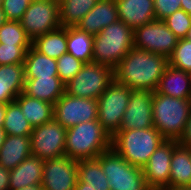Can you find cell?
<instances>
[{
  "label": "cell",
  "instance_id": "obj_1",
  "mask_svg": "<svg viewBox=\"0 0 191 190\" xmlns=\"http://www.w3.org/2000/svg\"><path fill=\"white\" fill-rule=\"evenodd\" d=\"M168 65L167 57L133 47L113 69L114 81L132 90L153 92Z\"/></svg>",
  "mask_w": 191,
  "mask_h": 190
},
{
  "label": "cell",
  "instance_id": "obj_2",
  "mask_svg": "<svg viewBox=\"0 0 191 190\" xmlns=\"http://www.w3.org/2000/svg\"><path fill=\"white\" fill-rule=\"evenodd\" d=\"M111 148L112 137L98 119L67 129L65 155L74 160L97 158Z\"/></svg>",
  "mask_w": 191,
  "mask_h": 190
},
{
  "label": "cell",
  "instance_id": "obj_3",
  "mask_svg": "<svg viewBox=\"0 0 191 190\" xmlns=\"http://www.w3.org/2000/svg\"><path fill=\"white\" fill-rule=\"evenodd\" d=\"M165 140L154 126L146 129L119 130L112 137V148L131 165L143 168Z\"/></svg>",
  "mask_w": 191,
  "mask_h": 190
},
{
  "label": "cell",
  "instance_id": "obj_4",
  "mask_svg": "<svg viewBox=\"0 0 191 190\" xmlns=\"http://www.w3.org/2000/svg\"><path fill=\"white\" fill-rule=\"evenodd\" d=\"M133 47V30L118 20L93 36V62L114 69Z\"/></svg>",
  "mask_w": 191,
  "mask_h": 190
},
{
  "label": "cell",
  "instance_id": "obj_5",
  "mask_svg": "<svg viewBox=\"0 0 191 190\" xmlns=\"http://www.w3.org/2000/svg\"><path fill=\"white\" fill-rule=\"evenodd\" d=\"M153 126L166 140H178L191 113V99L173 98L153 91Z\"/></svg>",
  "mask_w": 191,
  "mask_h": 190
},
{
  "label": "cell",
  "instance_id": "obj_6",
  "mask_svg": "<svg viewBox=\"0 0 191 190\" xmlns=\"http://www.w3.org/2000/svg\"><path fill=\"white\" fill-rule=\"evenodd\" d=\"M97 159L110 190H152L145 180L143 169L131 165L113 148L101 153Z\"/></svg>",
  "mask_w": 191,
  "mask_h": 190
},
{
  "label": "cell",
  "instance_id": "obj_7",
  "mask_svg": "<svg viewBox=\"0 0 191 190\" xmlns=\"http://www.w3.org/2000/svg\"><path fill=\"white\" fill-rule=\"evenodd\" d=\"M113 80L112 68L96 62L84 63L81 70L65 85V93L98 99Z\"/></svg>",
  "mask_w": 191,
  "mask_h": 190
},
{
  "label": "cell",
  "instance_id": "obj_8",
  "mask_svg": "<svg viewBox=\"0 0 191 190\" xmlns=\"http://www.w3.org/2000/svg\"><path fill=\"white\" fill-rule=\"evenodd\" d=\"M132 89L113 82L106 88L98 101V121L113 137L120 129Z\"/></svg>",
  "mask_w": 191,
  "mask_h": 190
},
{
  "label": "cell",
  "instance_id": "obj_9",
  "mask_svg": "<svg viewBox=\"0 0 191 190\" xmlns=\"http://www.w3.org/2000/svg\"><path fill=\"white\" fill-rule=\"evenodd\" d=\"M178 38L164 20L154 19L133 30V46L169 58L177 46Z\"/></svg>",
  "mask_w": 191,
  "mask_h": 190
},
{
  "label": "cell",
  "instance_id": "obj_10",
  "mask_svg": "<svg viewBox=\"0 0 191 190\" xmlns=\"http://www.w3.org/2000/svg\"><path fill=\"white\" fill-rule=\"evenodd\" d=\"M20 22L26 35L33 41L36 37L61 27L60 3L56 0L30 3Z\"/></svg>",
  "mask_w": 191,
  "mask_h": 190
},
{
  "label": "cell",
  "instance_id": "obj_11",
  "mask_svg": "<svg viewBox=\"0 0 191 190\" xmlns=\"http://www.w3.org/2000/svg\"><path fill=\"white\" fill-rule=\"evenodd\" d=\"M53 118L64 128L98 119V101L64 93L54 104Z\"/></svg>",
  "mask_w": 191,
  "mask_h": 190
},
{
  "label": "cell",
  "instance_id": "obj_12",
  "mask_svg": "<svg viewBox=\"0 0 191 190\" xmlns=\"http://www.w3.org/2000/svg\"><path fill=\"white\" fill-rule=\"evenodd\" d=\"M66 133L67 129L54 118L34 127L30 135L32 155L42 160L65 155Z\"/></svg>",
  "mask_w": 191,
  "mask_h": 190
},
{
  "label": "cell",
  "instance_id": "obj_13",
  "mask_svg": "<svg viewBox=\"0 0 191 190\" xmlns=\"http://www.w3.org/2000/svg\"><path fill=\"white\" fill-rule=\"evenodd\" d=\"M78 161L67 155L44 160L43 190H74L78 181Z\"/></svg>",
  "mask_w": 191,
  "mask_h": 190
},
{
  "label": "cell",
  "instance_id": "obj_14",
  "mask_svg": "<svg viewBox=\"0 0 191 190\" xmlns=\"http://www.w3.org/2000/svg\"><path fill=\"white\" fill-rule=\"evenodd\" d=\"M176 140H165L150 156L142 168L145 180L152 190H161L170 186V164Z\"/></svg>",
  "mask_w": 191,
  "mask_h": 190
},
{
  "label": "cell",
  "instance_id": "obj_15",
  "mask_svg": "<svg viewBox=\"0 0 191 190\" xmlns=\"http://www.w3.org/2000/svg\"><path fill=\"white\" fill-rule=\"evenodd\" d=\"M153 92L132 90L119 130L153 127Z\"/></svg>",
  "mask_w": 191,
  "mask_h": 190
},
{
  "label": "cell",
  "instance_id": "obj_16",
  "mask_svg": "<svg viewBox=\"0 0 191 190\" xmlns=\"http://www.w3.org/2000/svg\"><path fill=\"white\" fill-rule=\"evenodd\" d=\"M119 20L115 0H99L98 3L77 23L75 27L91 35L100 33Z\"/></svg>",
  "mask_w": 191,
  "mask_h": 190
},
{
  "label": "cell",
  "instance_id": "obj_17",
  "mask_svg": "<svg viewBox=\"0 0 191 190\" xmlns=\"http://www.w3.org/2000/svg\"><path fill=\"white\" fill-rule=\"evenodd\" d=\"M118 18L132 30L155 18L154 0H115Z\"/></svg>",
  "mask_w": 191,
  "mask_h": 190
},
{
  "label": "cell",
  "instance_id": "obj_18",
  "mask_svg": "<svg viewBox=\"0 0 191 190\" xmlns=\"http://www.w3.org/2000/svg\"><path fill=\"white\" fill-rule=\"evenodd\" d=\"M44 160L30 155L10 170L9 190H18L30 185H41Z\"/></svg>",
  "mask_w": 191,
  "mask_h": 190
},
{
  "label": "cell",
  "instance_id": "obj_19",
  "mask_svg": "<svg viewBox=\"0 0 191 190\" xmlns=\"http://www.w3.org/2000/svg\"><path fill=\"white\" fill-rule=\"evenodd\" d=\"M24 64L0 65V102L8 104L15 101L24 91Z\"/></svg>",
  "mask_w": 191,
  "mask_h": 190
},
{
  "label": "cell",
  "instance_id": "obj_20",
  "mask_svg": "<svg viewBox=\"0 0 191 190\" xmlns=\"http://www.w3.org/2000/svg\"><path fill=\"white\" fill-rule=\"evenodd\" d=\"M26 95L55 104L65 93V84L58 76L45 78H25L24 91Z\"/></svg>",
  "mask_w": 191,
  "mask_h": 190
},
{
  "label": "cell",
  "instance_id": "obj_21",
  "mask_svg": "<svg viewBox=\"0 0 191 190\" xmlns=\"http://www.w3.org/2000/svg\"><path fill=\"white\" fill-rule=\"evenodd\" d=\"M30 155H32L30 136L6 135L0 148V165L12 170Z\"/></svg>",
  "mask_w": 191,
  "mask_h": 190
},
{
  "label": "cell",
  "instance_id": "obj_22",
  "mask_svg": "<svg viewBox=\"0 0 191 190\" xmlns=\"http://www.w3.org/2000/svg\"><path fill=\"white\" fill-rule=\"evenodd\" d=\"M155 92L173 98L191 99L188 73L168 65Z\"/></svg>",
  "mask_w": 191,
  "mask_h": 190
},
{
  "label": "cell",
  "instance_id": "obj_23",
  "mask_svg": "<svg viewBox=\"0 0 191 190\" xmlns=\"http://www.w3.org/2000/svg\"><path fill=\"white\" fill-rule=\"evenodd\" d=\"M170 188L191 187V148L178 144L170 164Z\"/></svg>",
  "mask_w": 191,
  "mask_h": 190
},
{
  "label": "cell",
  "instance_id": "obj_24",
  "mask_svg": "<svg viewBox=\"0 0 191 190\" xmlns=\"http://www.w3.org/2000/svg\"><path fill=\"white\" fill-rule=\"evenodd\" d=\"M15 101L20 105L24 117L32 128L41 126L53 119V104L30 97L24 92L19 94Z\"/></svg>",
  "mask_w": 191,
  "mask_h": 190
},
{
  "label": "cell",
  "instance_id": "obj_25",
  "mask_svg": "<svg viewBox=\"0 0 191 190\" xmlns=\"http://www.w3.org/2000/svg\"><path fill=\"white\" fill-rule=\"evenodd\" d=\"M24 73L25 78L58 76L57 60L40 53L31 46L26 52Z\"/></svg>",
  "mask_w": 191,
  "mask_h": 190
},
{
  "label": "cell",
  "instance_id": "obj_26",
  "mask_svg": "<svg viewBox=\"0 0 191 190\" xmlns=\"http://www.w3.org/2000/svg\"><path fill=\"white\" fill-rule=\"evenodd\" d=\"M32 46L40 53L57 60L67 53V27L61 26L36 37Z\"/></svg>",
  "mask_w": 191,
  "mask_h": 190
},
{
  "label": "cell",
  "instance_id": "obj_27",
  "mask_svg": "<svg viewBox=\"0 0 191 190\" xmlns=\"http://www.w3.org/2000/svg\"><path fill=\"white\" fill-rule=\"evenodd\" d=\"M67 53L84 63L93 62V35L75 26L67 27Z\"/></svg>",
  "mask_w": 191,
  "mask_h": 190
},
{
  "label": "cell",
  "instance_id": "obj_28",
  "mask_svg": "<svg viewBox=\"0 0 191 190\" xmlns=\"http://www.w3.org/2000/svg\"><path fill=\"white\" fill-rule=\"evenodd\" d=\"M78 180L84 183V188L93 190H110L101 163L97 158L79 160L77 164Z\"/></svg>",
  "mask_w": 191,
  "mask_h": 190
},
{
  "label": "cell",
  "instance_id": "obj_29",
  "mask_svg": "<svg viewBox=\"0 0 191 190\" xmlns=\"http://www.w3.org/2000/svg\"><path fill=\"white\" fill-rule=\"evenodd\" d=\"M98 1L99 0H63L60 2L61 26H76Z\"/></svg>",
  "mask_w": 191,
  "mask_h": 190
},
{
  "label": "cell",
  "instance_id": "obj_30",
  "mask_svg": "<svg viewBox=\"0 0 191 190\" xmlns=\"http://www.w3.org/2000/svg\"><path fill=\"white\" fill-rule=\"evenodd\" d=\"M2 128L6 135L12 136H30L33 130L16 101L7 104Z\"/></svg>",
  "mask_w": 191,
  "mask_h": 190
},
{
  "label": "cell",
  "instance_id": "obj_31",
  "mask_svg": "<svg viewBox=\"0 0 191 190\" xmlns=\"http://www.w3.org/2000/svg\"><path fill=\"white\" fill-rule=\"evenodd\" d=\"M0 43L6 45H32L20 21L7 20L0 27Z\"/></svg>",
  "mask_w": 191,
  "mask_h": 190
},
{
  "label": "cell",
  "instance_id": "obj_32",
  "mask_svg": "<svg viewBox=\"0 0 191 190\" xmlns=\"http://www.w3.org/2000/svg\"><path fill=\"white\" fill-rule=\"evenodd\" d=\"M168 61L169 65L174 68L187 73L191 72V41L185 38L179 39Z\"/></svg>",
  "mask_w": 191,
  "mask_h": 190
},
{
  "label": "cell",
  "instance_id": "obj_33",
  "mask_svg": "<svg viewBox=\"0 0 191 190\" xmlns=\"http://www.w3.org/2000/svg\"><path fill=\"white\" fill-rule=\"evenodd\" d=\"M84 62L66 53L57 59L58 77L66 85L82 68Z\"/></svg>",
  "mask_w": 191,
  "mask_h": 190
},
{
  "label": "cell",
  "instance_id": "obj_34",
  "mask_svg": "<svg viewBox=\"0 0 191 190\" xmlns=\"http://www.w3.org/2000/svg\"><path fill=\"white\" fill-rule=\"evenodd\" d=\"M164 22L178 39H184L191 27V15L181 9L164 19Z\"/></svg>",
  "mask_w": 191,
  "mask_h": 190
},
{
  "label": "cell",
  "instance_id": "obj_35",
  "mask_svg": "<svg viewBox=\"0 0 191 190\" xmlns=\"http://www.w3.org/2000/svg\"><path fill=\"white\" fill-rule=\"evenodd\" d=\"M32 45H6L0 43V65L24 64L26 52Z\"/></svg>",
  "mask_w": 191,
  "mask_h": 190
},
{
  "label": "cell",
  "instance_id": "obj_36",
  "mask_svg": "<svg viewBox=\"0 0 191 190\" xmlns=\"http://www.w3.org/2000/svg\"><path fill=\"white\" fill-rule=\"evenodd\" d=\"M29 4V0H2L1 8L7 20L21 21Z\"/></svg>",
  "mask_w": 191,
  "mask_h": 190
},
{
  "label": "cell",
  "instance_id": "obj_37",
  "mask_svg": "<svg viewBox=\"0 0 191 190\" xmlns=\"http://www.w3.org/2000/svg\"><path fill=\"white\" fill-rule=\"evenodd\" d=\"M155 18L164 20L175 11L181 10V0H154Z\"/></svg>",
  "mask_w": 191,
  "mask_h": 190
},
{
  "label": "cell",
  "instance_id": "obj_38",
  "mask_svg": "<svg viewBox=\"0 0 191 190\" xmlns=\"http://www.w3.org/2000/svg\"><path fill=\"white\" fill-rule=\"evenodd\" d=\"M177 142L182 146L191 148V113Z\"/></svg>",
  "mask_w": 191,
  "mask_h": 190
},
{
  "label": "cell",
  "instance_id": "obj_39",
  "mask_svg": "<svg viewBox=\"0 0 191 190\" xmlns=\"http://www.w3.org/2000/svg\"><path fill=\"white\" fill-rule=\"evenodd\" d=\"M10 170L0 165V190H9Z\"/></svg>",
  "mask_w": 191,
  "mask_h": 190
},
{
  "label": "cell",
  "instance_id": "obj_40",
  "mask_svg": "<svg viewBox=\"0 0 191 190\" xmlns=\"http://www.w3.org/2000/svg\"><path fill=\"white\" fill-rule=\"evenodd\" d=\"M181 9L191 15V0H181Z\"/></svg>",
  "mask_w": 191,
  "mask_h": 190
},
{
  "label": "cell",
  "instance_id": "obj_41",
  "mask_svg": "<svg viewBox=\"0 0 191 190\" xmlns=\"http://www.w3.org/2000/svg\"><path fill=\"white\" fill-rule=\"evenodd\" d=\"M7 104L0 102V127L3 126Z\"/></svg>",
  "mask_w": 191,
  "mask_h": 190
},
{
  "label": "cell",
  "instance_id": "obj_42",
  "mask_svg": "<svg viewBox=\"0 0 191 190\" xmlns=\"http://www.w3.org/2000/svg\"><path fill=\"white\" fill-rule=\"evenodd\" d=\"M18 190H42V187L41 185H30V186H27V187H22Z\"/></svg>",
  "mask_w": 191,
  "mask_h": 190
},
{
  "label": "cell",
  "instance_id": "obj_43",
  "mask_svg": "<svg viewBox=\"0 0 191 190\" xmlns=\"http://www.w3.org/2000/svg\"><path fill=\"white\" fill-rule=\"evenodd\" d=\"M74 190H93L92 188H84V183L77 181V185L75 186Z\"/></svg>",
  "mask_w": 191,
  "mask_h": 190
},
{
  "label": "cell",
  "instance_id": "obj_44",
  "mask_svg": "<svg viewBox=\"0 0 191 190\" xmlns=\"http://www.w3.org/2000/svg\"><path fill=\"white\" fill-rule=\"evenodd\" d=\"M7 21L5 13L3 12L2 8L0 7V27Z\"/></svg>",
  "mask_w": 191,
  "mask_h": 190
},
{
  "label": "cell",
  "instance_id": "obj_45",
  "mask_svg": "<svg viewBox=\"0 0 191 190\" xmlns=\"http://www.w3.org/2000/svg\"><path fill=\"white\" fill-rule=\"evenodd\" d=\"M5 137H6V132L2 127H0V148L5 140Z\"/></svg>",
  "mask_w": 191,
  "mask_h": 190
},
{
  "label": "cell",
  "instance_id": "obj_46",
  "mask_svg": "<svg viewBox=\"0 0 191 190\" xmlns=\"http://www.w3.org/2000/svg\"><path fill=\"white\" fill-rule=\"evenodd\" d=\"M161 190H191V187H185V188H170V187H165Z\"/></svg>",
  "mask_w": 191,
  "mask_h": 190
},
{
  "label": "cell",
  "instance_id": "obj_47",
  "mask_svg": "<svg viewBox=\"0 0 191 190\" xmlns=\"http://www.w3.org/2000/svg\"><path fill=\"white\" fill-rule=\"evenodd\" d=\"M185 39L191 41V27L189 28V30L185 36Z\"/></svg>",
  "mask_w": 191,
  "mask_h": 190
},
{
  "label": "cell",
  "instance_id": "obj_48",
  "mask_svg": "<svg viewBox=\"0 0 191 190\" xmlns=\"http://www.w3.org/2000/svg\"><path fill=\"white\" fill-rule=\"evenodd\" d=\"M189 76V86H190V91H191V72L188 73Z\"/></svg>",
  "mask_w": 191,
  "mask_h": 190
},
{
  "label": "cell",
  "instance_id": "obj_49",
  "mask_svg": "<svg viewBox=\"0 0 191 190\" xmlns=\"http://www.w3.org/2000/svg\"><path fill=\"white\" fill-rule=\"evenodd\" d=\"M30 3L37 2V1H44V0H29Z\"/></svg>",
  "mask_w": 191,
  "mask_h": 190
}]
</instances>
